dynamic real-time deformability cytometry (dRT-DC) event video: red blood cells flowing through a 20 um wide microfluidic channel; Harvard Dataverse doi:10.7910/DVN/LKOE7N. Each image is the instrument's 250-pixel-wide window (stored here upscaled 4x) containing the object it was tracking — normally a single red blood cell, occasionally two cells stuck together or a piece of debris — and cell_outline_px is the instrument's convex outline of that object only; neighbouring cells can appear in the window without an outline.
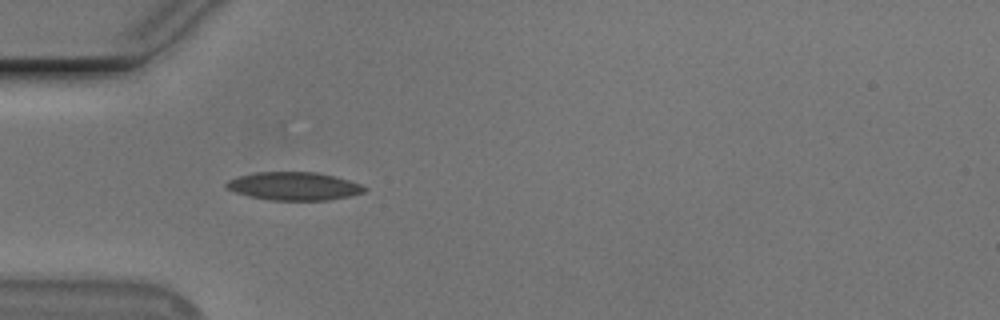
{"species": "Egyptian fruit bat (a non-hibernating species)", "species_latin": "Rousettus aegyptiacus", "temperature_condition": "cold", "stored_images_in_passage": 13, "camera_frame_rate_fps": 3000, "um_per_image_px": 0.085, "animal": {"sex": "male"}, "frame": {"image": 1, "passage_image": 3, "time_ms": 3.333, "image_size_px": [1000, 320], "cell_outline_px": [[368, 188], [364, 192], [348, 196], [328, 200], [272, 200], [248, 196], [224, 188], [224, 184], [228, 180], [240, 176], [256, 172], [316, 172], [348, 180], [360, 184]], "centroid_in_image_um": [24.95, 15.82], "position_along_channel_um": 60.0, "area_um2": 22.48}}
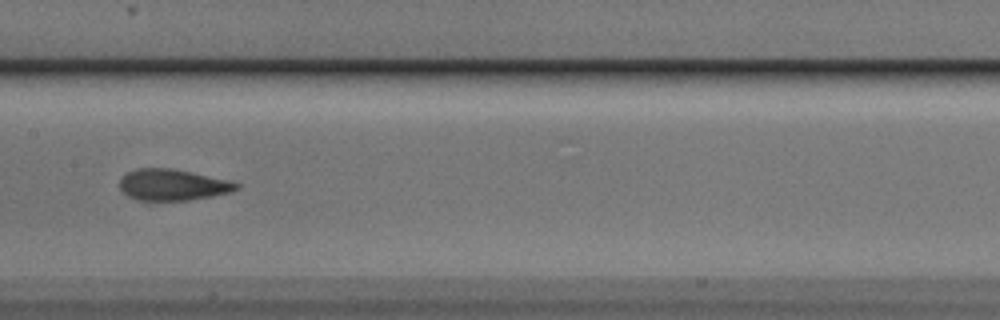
{"frame": {"image": 2, "passage_image": 6, "time_ms": 7.0, "image_size_px": [1000, 320], "cell_outline_px": [[240, 188], [228, 192], [188, 200], [136, 200], [128, 196], [120, 188], [120, 180], [128, 172], [136, 168], [172, 168], [228, 180], [240, 184]], "centroid_in_image_um": [14.65, 15.7], "position_along_channel_um": 192.8, "area_um2": 20.92}}
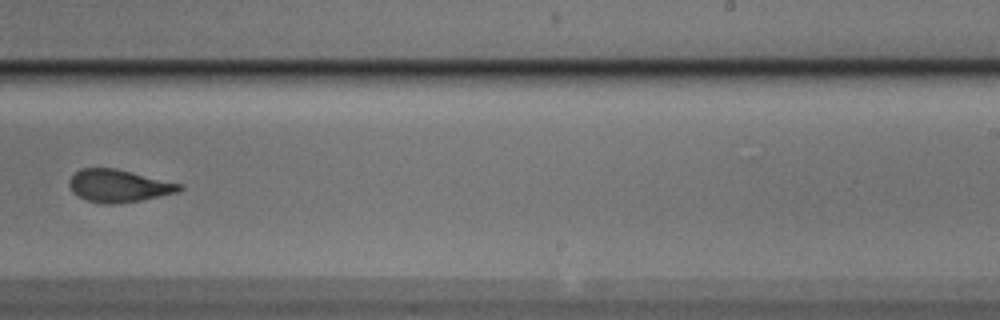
{"frame": {"image": 3, "passage_image": 8, "time_ms": 9.333, "image_size_px": [1000, 320], "cell_outline_px": [[184, 188], [180, 192], [120, 204], [104, 204], [88, 200], [76, 196], [72, 192], [68, 184], [68, 180], [80, 168], [116, 168], [184, 184]], "centroid_in_image_um": [10.11, 15.8], "position_along_channel_um": 278.9, "area_um2": 21.21}, "authors_computed_cell_mechanics": {"area_um2": 21.5594, "velocity_mm_per_s": 3.6994, "shape_relaxation_time_tau1_ms": 2.5007, "shape_relaxation_time_tau2_ms": null, "deformation_change_tau1": 0.1087, "deformation_change_tau2": null}}